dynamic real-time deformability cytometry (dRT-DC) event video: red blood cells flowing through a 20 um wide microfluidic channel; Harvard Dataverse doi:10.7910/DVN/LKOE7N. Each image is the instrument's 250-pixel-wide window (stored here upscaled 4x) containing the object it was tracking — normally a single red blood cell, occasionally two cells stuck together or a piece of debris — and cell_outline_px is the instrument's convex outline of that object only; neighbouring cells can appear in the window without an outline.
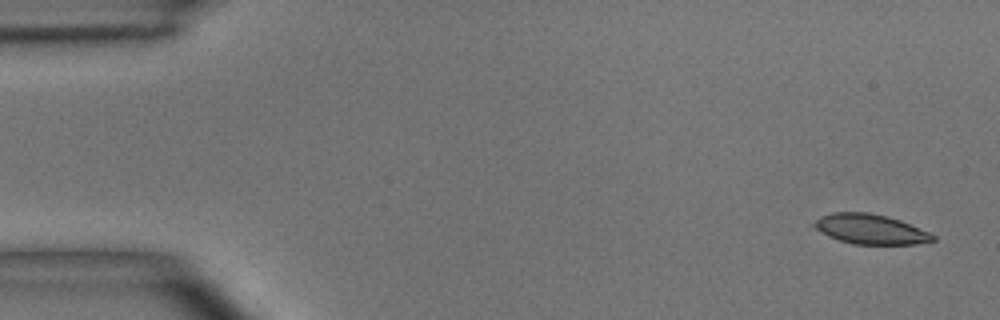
{"species": "common noctule bat (a hibernating species)", "species_latin": "Nyctalus noctula", "temperature_condition": "room temperature", "stored_images_in_passage": 4, "camera_frame_rate_fps": 3000, "um_per_image_px": 0.085, "animal": {"sex": "male", "body_mass_g": 15.6}, "frame": {"image": 1, "passage_image": 1, "time_ms": 0.0, "image_size_px": [1000, 320], "cell_outline_px": [[936, 240], [916, 244], [852, 244], [828, 236], [816, 228], [812, 224], [820, 216], [832, 212], [868, 212], [888, 216], [900, 220], [928, 232], [936, 236]], "centroid_in_image_um": [73.99, 19.47], "position_along_channel_um": 11.0, "area_um2": 20.58}}